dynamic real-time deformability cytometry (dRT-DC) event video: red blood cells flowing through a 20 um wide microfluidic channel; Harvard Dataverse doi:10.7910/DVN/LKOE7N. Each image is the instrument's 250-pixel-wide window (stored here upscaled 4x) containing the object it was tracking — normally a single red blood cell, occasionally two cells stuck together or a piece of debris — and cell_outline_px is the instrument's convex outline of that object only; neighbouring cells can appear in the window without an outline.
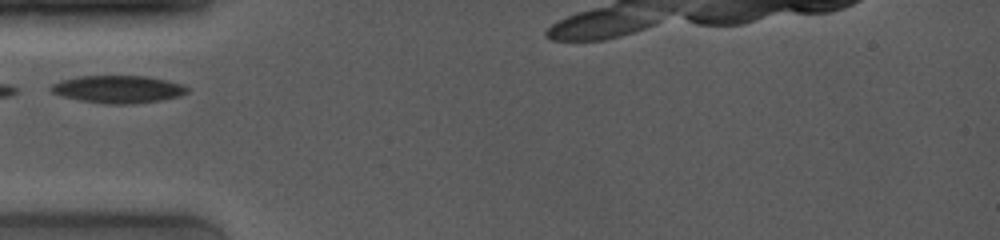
{"species": "common noctule bat (a hibernating species)", "species_latin": "Nyctalus noctula", "temperature_condition": "room temperature", "stored_images_in_passage": 8, "camera_frame_rate_fps": 4000, "um_per_image_px": 0.085, "animal": {"sex": "female", "body_mass_g": 19.0, "forearm_length_mm": 53.3}, "frame": {"image": 1, "passage_image": 1, "time_ms": 0.0, "image_size_px": [1000, 240], "cell_outline_px": [[188, 92], [180, 96], [160, 100], [132, 104], [104, 104], [80, 100], [60, 96], [52, 92], [48, 88], [52, 84], [60, 80], [80, 76], [148, 76], [180, 84], [188, 88]], "centroid_in_image_um": [9.99, 7.59], "position_along_channel_um": 75.0, "area_um2": 21.85}}